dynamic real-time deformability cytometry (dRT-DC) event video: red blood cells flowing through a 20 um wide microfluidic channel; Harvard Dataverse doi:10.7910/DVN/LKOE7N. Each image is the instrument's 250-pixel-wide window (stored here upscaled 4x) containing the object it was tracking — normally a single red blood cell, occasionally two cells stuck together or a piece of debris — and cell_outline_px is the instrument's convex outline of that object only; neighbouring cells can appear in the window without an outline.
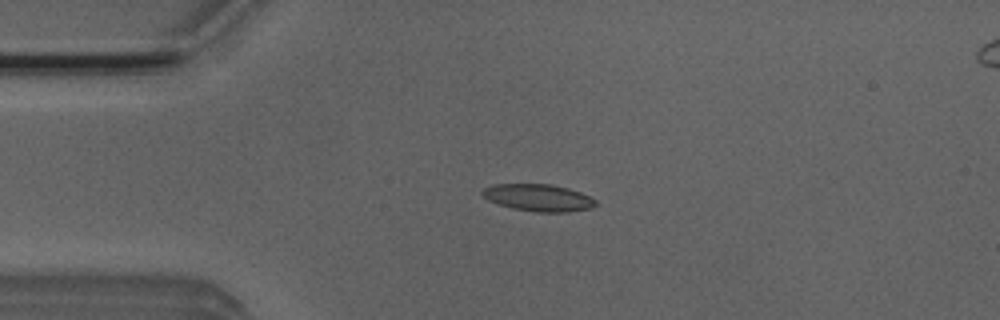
{"species": "Egyptian fruit bat (a non-hibernating species)", "species_latin": "Rousettus aegyptiacus", "temperature_condition": "room temperature", "stored_images_in_passage": 6, "camera_frame_rate_fps": 3000, "um_per_image_px": 0.085, "animal": {"sex": "male"}, "frame": {"image": 1, "passage_image": 4, "time_ms": 1.0, "image_size_px": [1000, 320], "cell_outline_px": [[596, 204], [592, 208], [568, 212], [536, 212], [512, 208], [488, 200], [480, 192], [484, 188], [492, 184], [552, 184], [568, 188], [580, 192], [596, 200]], "centroid_in_image_um": [45.76, 16.8], "position_along_channel_um": 39.2, "area_um2": 17.86}}